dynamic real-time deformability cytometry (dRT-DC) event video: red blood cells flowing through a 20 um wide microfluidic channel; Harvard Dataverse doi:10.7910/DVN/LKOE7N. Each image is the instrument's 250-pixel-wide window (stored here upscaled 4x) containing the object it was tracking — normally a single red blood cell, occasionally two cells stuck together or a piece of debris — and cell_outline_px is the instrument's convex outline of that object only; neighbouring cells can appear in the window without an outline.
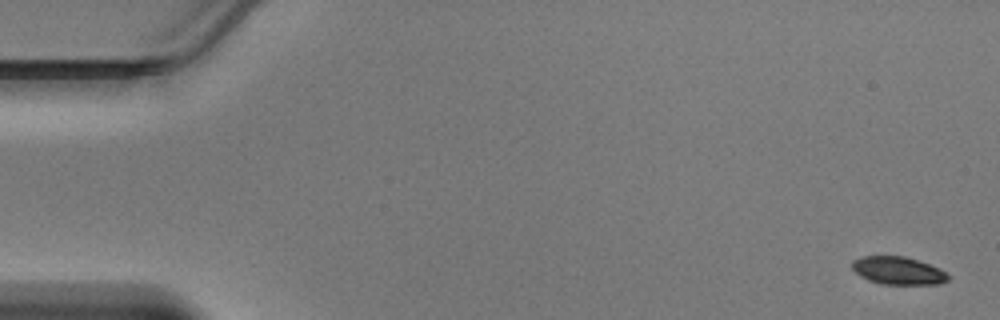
{"species": "Egyptian fruit bat (a non-hibernating species)", "species_latin": "Rousettus aegyptiacus", "temperature_condition": "warm", "stored_images_in_passage": 47, "camera_frame_rate_fps": 3000, "um_per_image_px": 0.085, "animal": {"sex": "male"}, "frame": {"image": 1, "passage_image": 1, "time_ms": 0.0, "image_size_px": [1000, 320], "cell_outline_px": [[948, 280], [940, 284], [884, 284], [868, 280], [860, 276], [852, 268], [852, 260], [860, 256], [904, 256], [940, 268], [948, 276]], "centroid_in_image_um": [76.31, 23.0], "position_along_channel_um": 8.7, "area_um2": 15.43}}
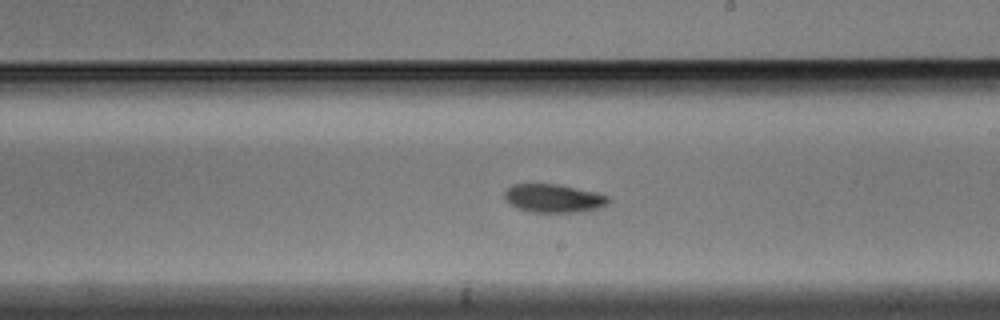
{"frame": {"image": 2, "passage_image": 27, "time_ms": 8.667, "image_size_px": [1000, 320], "cell_outline_px": [[612, 200], [608, 204], [600, 208], [580, 212], [528, 212], [512, 204], [504, 196], [504, 192], [512, 184], [556, 184], [596, 192], [608, 196]], "centroid_in_image_um": [47.11, 16.86], "position_along_channel_um": 241.9, "area_um2": 17.11}}
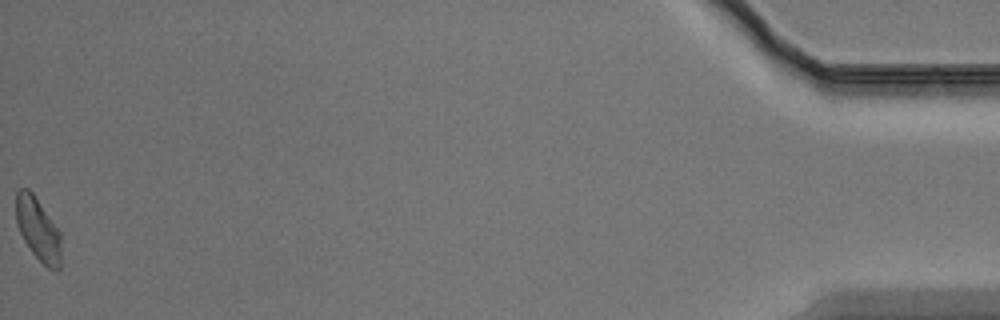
{"frame": {"image": 3, "passage_image": 47, "time_ms": 15.333, "image_size_px": [1000, 320], "cell_outline_px": [[60, 268], [56, 272], [48, 268], [32, 252], [24, 240], [20, 232], [16, 220], [16, 192], [20, 188], [28, 188], [32, 192], [60, 232]], "centroid_in_image_um": [3.23, 19.49], "position_along_channel_um": 432.0, "area_um2": 16.3}}